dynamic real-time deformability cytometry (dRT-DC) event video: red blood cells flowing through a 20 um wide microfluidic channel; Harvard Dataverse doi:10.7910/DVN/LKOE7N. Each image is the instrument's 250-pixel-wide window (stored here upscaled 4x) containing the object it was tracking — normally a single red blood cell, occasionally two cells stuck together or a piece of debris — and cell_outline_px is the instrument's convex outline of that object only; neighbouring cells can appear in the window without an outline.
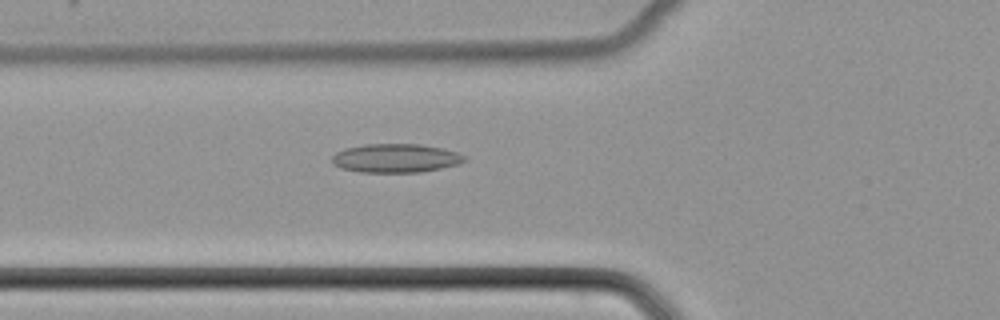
{"species": "common noctule bat (a hibernating species)", "species_latin": "Nyctalus noctula", "temperature_condition": "cold", "stored_images_in_passage": 36, "camera_frame_rate_fps": 3000, "um_per_image_px": 0.085, "animal": {"sex": "female", "body_mass_g": 22.7, "forearm_length_mm": 54.2}, "frame": {"image": 1, "passage_image": 3, "time_ms": 0.667, "image_size_px": [1000, 320], "cell_outline_px": [[468, 160], [460, 164], [420, 172], [360, 172], [340, 168], [332, 164], [332, 156], [336, 152], [344, 148], [364, 144], [420, 144], [440, 148], [456, 152], [468, 156]], "centroid_in_image_um": [33.63, 13.44], "position_along_channel_um": 92.2, "area_um2": 22.37}}
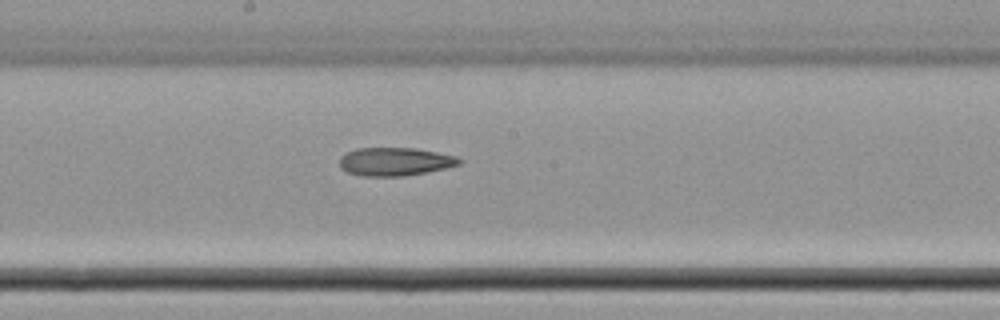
{"frame": {"image": 2, "passage_image": 12, "time_ms": 3.667, "image_size_px": [1000, 320], "cell_outline_px": [[464, 160], [460, 164], [444, 168], [404, 176], [364, 176], [348, 172], [340, 168], [340, 156], [356, 148], [416, 148], [456, 156]], "centroid_in_image_um": [33.57, 13.73], "position_along_channel_um": 214.6, "area_um2": 19.59}}
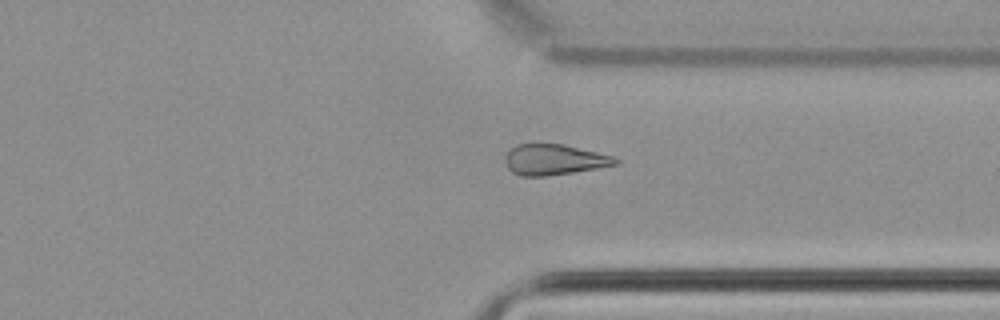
{"frame": {"image": 3, "passage_image": 23, "time_ms": 7.333, "image_size_px": [1000, 320], "cell_outline_px": [[620, 164], [572, 172], [544, 176], [520, 176], [512, 172], [508, 168], [504, 160], [504, 156], [516, 144], [564, 144], [612, 156], [620, 160]], "centroid_in_image_um": [47.08, 13.57], "position_along_channel_um": 364.3, "area_um2": 19.59}}